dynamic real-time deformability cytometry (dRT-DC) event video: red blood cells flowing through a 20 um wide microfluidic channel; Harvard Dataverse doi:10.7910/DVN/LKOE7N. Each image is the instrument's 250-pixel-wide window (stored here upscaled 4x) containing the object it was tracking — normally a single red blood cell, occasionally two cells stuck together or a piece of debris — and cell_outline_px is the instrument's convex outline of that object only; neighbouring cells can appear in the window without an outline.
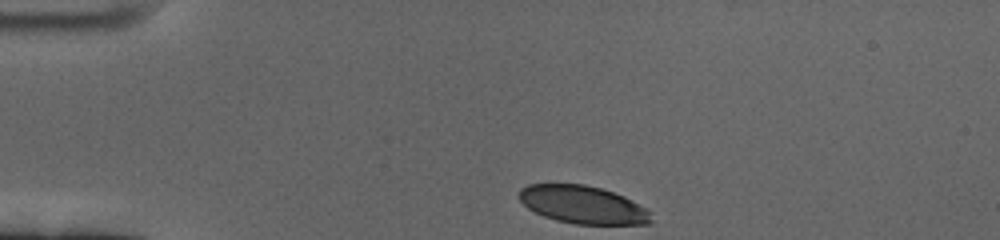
{"species": "human", "species_latin": "Homo sapiens", "temperature_condition": "cold", "stored_images_in_passage": 39, "camera_frame_rate_fps": 3000, "um_per_image_px": 0.085, "donor": {"sex": "female"}, "frame": {"image": 1, "passage_image": 1, "time_ms": 0.0, "image_size_px": [1000, 240], "cell_outline_px": [[652, 220], [648, 224], [576, 224], [556, 220], [544, 216], [528, 208], [516, 196], [520, 188], [528, 184], [584, 184], [600, 188], [624, 196], [644, 208], [648, 212]], "centroid_in_image_um": [49.48, 17.39], "position_along_channel_um": 35.5, "area_um2": 28.9}}
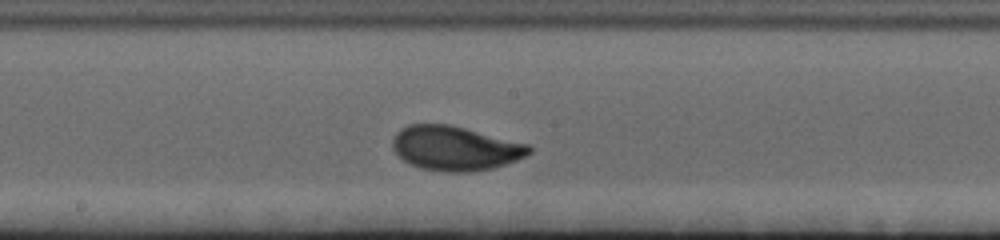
{"frame": {"image": 2, "passage_image": 21, "time_ms": 6.667, "image_size_px": [1000, 240], "cell_outline_px": [[532, 152], [516, 160], [492, 168], [472, 172], [444, 172], [420, 168], [404, 160], [392, 148], [392, 140], [396, 132], [400, 128], [408, 124], [448, 124], [532, 144]], "centroid_in_image_um": [38.7, 12.59], "position_along_channel_um": 209.5, "area_um2": 35.49}}
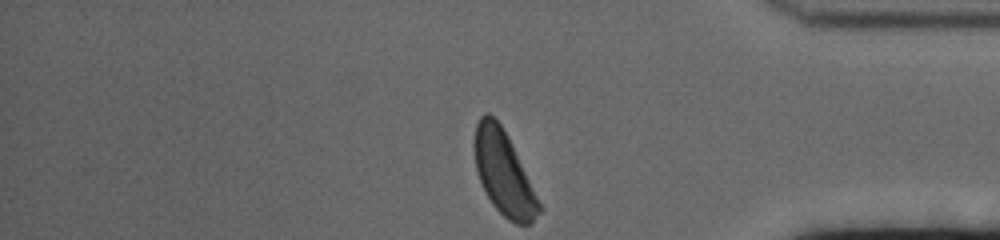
{"frame": {"image": 3, "passage_image": 39, "time_ms": 12.667, "image_size_px": [1000, 240], "cell_outline_px": [[544, 208], [532, 224], [516, 224], [508, 220], [492, 204], [476, 172], [472, 144], [476, 124], [480, 116], [484, 112], [488, 112], [500, 124], [512, 144]], "centroid_in_image_um": [42.82, 14.72], "position_along_channel_um": 392.4, "area_um2": 31.85}, "authors_computed_cell_mechanics": {"area_um2": 33.5818, "velocity_mm_per_s": 3.3535, "shape_relaxation_time_tau1_ms": 5.9365, "shape_relaxation_time_tau2_ms": null, "deformation_change_tau1": 0.2205, "deformation_change_tau2": null}}